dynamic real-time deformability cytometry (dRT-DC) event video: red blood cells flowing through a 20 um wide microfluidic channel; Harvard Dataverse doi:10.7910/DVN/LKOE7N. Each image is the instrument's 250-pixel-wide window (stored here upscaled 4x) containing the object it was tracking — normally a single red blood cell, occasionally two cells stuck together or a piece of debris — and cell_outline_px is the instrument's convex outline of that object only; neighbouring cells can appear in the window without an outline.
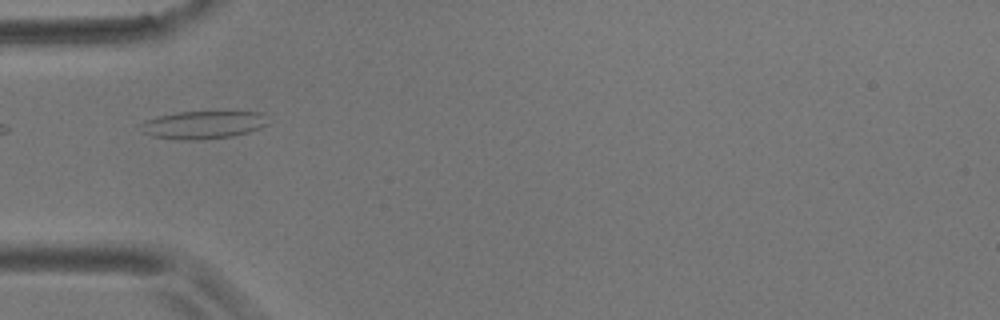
{"species": "common noctule bat (a hibernating species)", "species_latin": "Nyctalus noctula", "temperature_condition": "room temperature", "stored_images_in_passage": 9, "camera_frame_rate_fps": 3000, "um_per_image_px": 0.085, "animal": {"sex": "male", "body_mass_g": 17.9}, "frame": {"image": 1, "passage_image": 3, "time_ms": 2.333, "image_size_px": [1000, 320], "cell_outline_px": [[268, 124], [260, 128], [248, 132], [232, 136], [196, 140], [188, 140], [152, 136], [144, 132], [144, 124], [148, 120], [156, 116], [176, 112], [264, 112]], "centroid_in_image_um": [17.34, 10.6], "position_along_channel_um": 67.7, "area_um2": 20.23}}
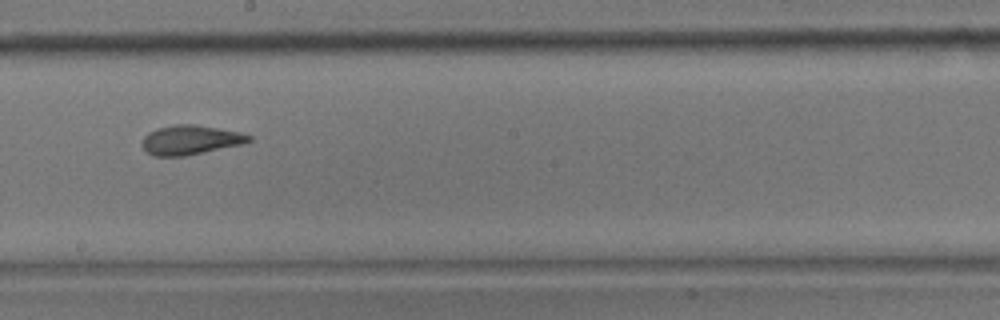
{"frame": {"image": 2, "passage_image": 7, "time_ms": 7.0, "image_size_px": [1000, 320], "cell_outline_px": [[252, 140], [240, 144], [184, 156], [152, 156], [140, 144], [144, 136], [148, 132], [156, 128], [176, 124], [192, 124], [240, 132], [252, 136]], "centroid_in_image_um": [16.13, 11.89], "position_along_channel_um": 232.1, "area_um2": 18.09}}
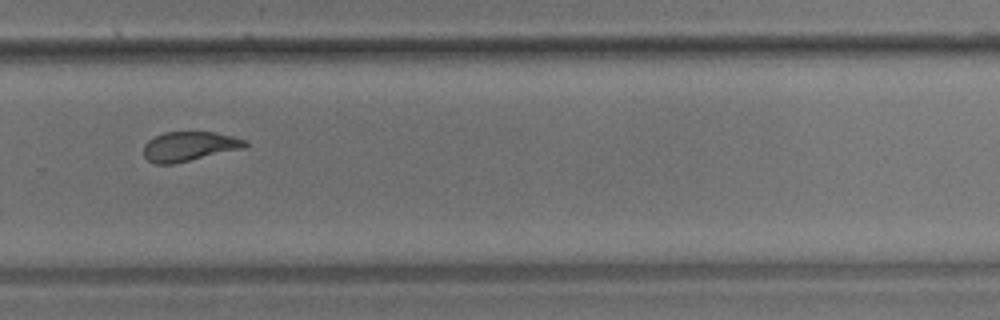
{"frame": {"image": 3, "passage_image": 9, "time_ms": 9.333, "image_size_px": [1000, 320], "cell_outline_px": [[248, 144], [244, 148], [172, 164], [156, 164], [148, 160], [144, 156], [144, 144], [148, 140], [164, 132], [216, 132], [248, 140]], "centroid_in_image_um": [16.09, 12.43], "position_along_channel_um": 313.7, "area_um2": 17.4}}